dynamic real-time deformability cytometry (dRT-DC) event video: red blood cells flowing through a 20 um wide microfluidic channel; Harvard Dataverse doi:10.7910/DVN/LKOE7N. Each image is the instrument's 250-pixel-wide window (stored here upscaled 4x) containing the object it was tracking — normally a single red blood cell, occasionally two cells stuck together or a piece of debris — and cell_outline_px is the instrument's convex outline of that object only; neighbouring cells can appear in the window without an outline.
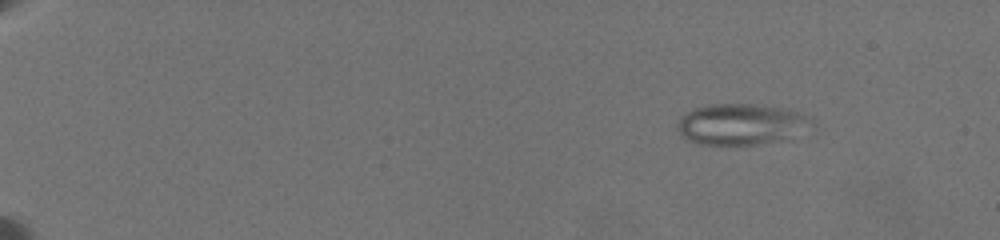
{"species": "common noctule bat (a hibernating species)", "species_latin": "Nyctalus noctula", "temperature_condition": "warm", "stored_images_in_passage": 108, "camera_frame_rate_fps": 3000, "um_per_image_px": 0.085, "animal": {"sex": "female", "body_mass_g": 19.5, "forearm_length_mm": 54.1}, "frame": {"image": 1, "passage_image": 8, "time_ms": 2.0, "image_size_px": [1000, 240], "cell_outline_px": [[816, 120], [812, 124], [780, 140], [756, 144], [700, 144], [688, 140], [680, 136], [676, 128], [676, 124], [680, 116], [696, 108], [708, 104], [752, 104], [784, 108], [812, 116]], "centroid_in_image_um": [62.93, 10.54], "position_along_channel_um": 22.1, "area_um2": 31.79}}
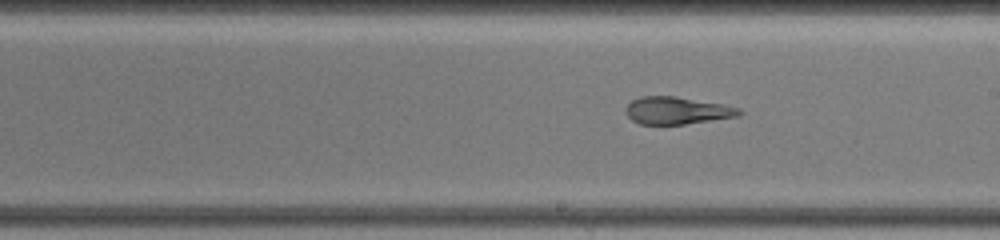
{"frame": {"image": 2, "passage_image": 67, "time_ms": 12.333, "image_size_px": [1000, 240], "cell_outline_px": [[744, 112], [740, 116], [684, 124], [640, 124], [632, 120], [624, 112], [624, 108], [632, 100], [640, 96], [676, 96], [724, 104], [740, 108]], "centroid_in_image_um": [57.55, 9.39], "position_along_channel_um": 231.4, "area_um2": 18.26}}
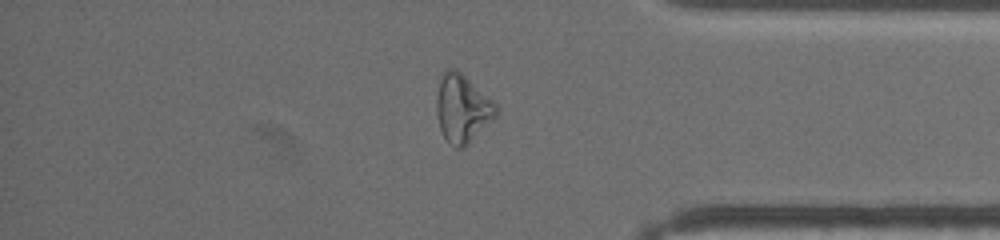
{"frame": {"image": 3, "passage_image": 99, "time_ms": 17.333, "image_size_px": [1000, 240], "cell_outline_px": [[500, 108], [496, 116], [464, 148], [456, 148], [448, 144], [440, 128], [436, 112], [436, 100], [440, 80], [444, 72], [452, 68], [456, 68], [492, 100]], "centroid_in_image_um": [39.3, 9.25], "position_along_channel_um": 395.9, "area_um2": 23.41}, "authors_computed_cell_mechanics": {"area_um2": 22.9466, "velocity_mm_per_s": 3.5018, "shape_relaxation_time_tau1_ms": null, "shape_relaxation_time_tau2_ms": 2.668, "deformation_change_tau1": null, "deformation_change_tau2": 0.1126}}